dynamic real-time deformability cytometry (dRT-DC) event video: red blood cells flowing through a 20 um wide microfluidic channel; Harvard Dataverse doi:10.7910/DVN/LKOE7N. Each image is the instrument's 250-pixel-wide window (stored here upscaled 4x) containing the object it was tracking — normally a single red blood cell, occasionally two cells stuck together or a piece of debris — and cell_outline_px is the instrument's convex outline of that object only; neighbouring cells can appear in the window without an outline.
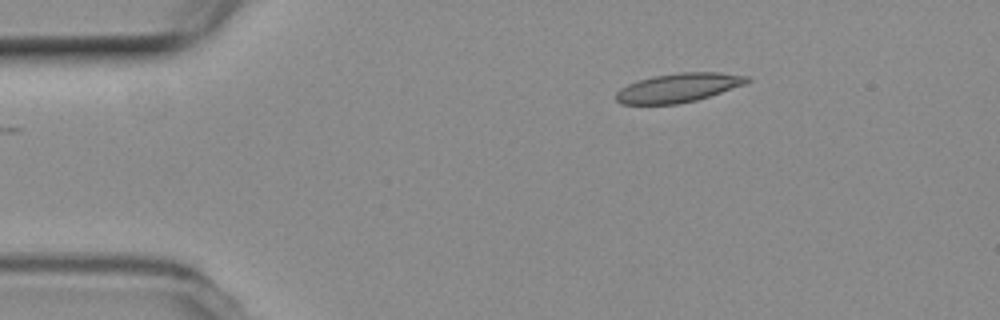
{"species": "common noctule bat (a hibernating species)", "species_latin": "Nyctalus noctula", "temperature_condition": "room temperature", "stored_images_in_passage": 46, "camera_frame_rate_fps": 3000, "um_per_image_px": 0.085, "animal": {"sex": "female", "body_mass_g": 19.3, "forearm_length_mm": 54.1}, "frame": {"image": 1, "passage_image": 1, "time_ms": 0.0, "image_size_px": [1000, 320], "cell_outline_px": [[752, 80], [748, 84], [696, 100], [680, 104], [620, 104], [616, 100], [616, 92], [620, 88], [628, 84], [652, 76], [680, 72], [720, 72], [748, 76]], "centroid_in_image_um": [57.7, 7.45], "position_along_channel_um": 27.3, "area_um2": 22.31}}
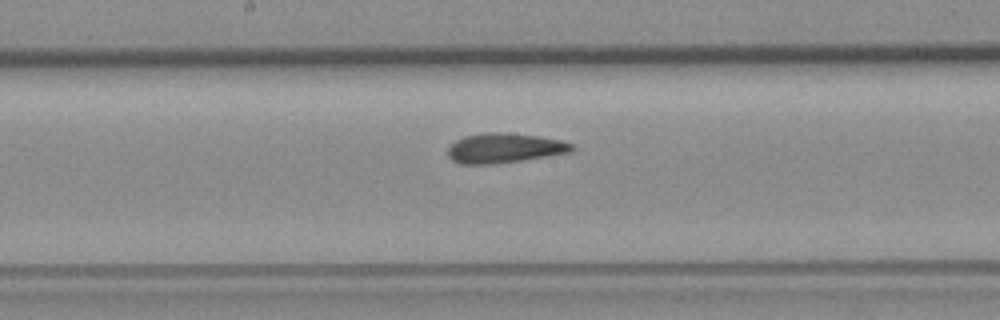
{"frame": {"image": 2, "passage_image": 20, "time_ms": 6.333, "image_size_px": [1000, 320], "cell_outline_px": [[576, 148], [572, 152], [548, 156], [492, 164], [460, 164], [452, 160], [448, 156], [448, 148], [456, 140], [464, 136], [484, 132], [500, 132], [536, 136], [560, 140], [572, 144]], "centroid_in_image_um": [42.86, 12.59], "position_along_channel_um": 205.3, "area_um2": 21.39}}
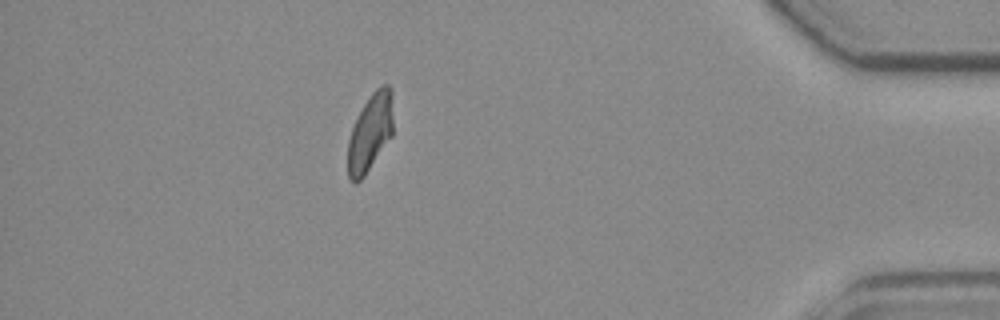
{"frame": {"image": 3, "passage_image": 40, "time_ms": 13.0, "image_size_px": [1000, 320], "cell_outline_px": [[392, 136], [364, 176], [356, 184], [348, 176], [348, 140], [352, 128], [364, 104], [372, 92], [380, 84], [388, 84], [392, 88]], "centroid_in_image_um": [31.48, 11.24], "position_along_channel_um": 403.7, "area_um2": 20.35}, "authors_computed_cell_mechanics": {"area_um2": 21.3282, "velocity_mm_per_s": 3.7399, "shape_relaxation_time_tau1_ms": null, "shape_relaxation_time_tau2_ms": 2.2593, "deformation_change_tau1": null, "deformation_change_tau2": 0.1022}}